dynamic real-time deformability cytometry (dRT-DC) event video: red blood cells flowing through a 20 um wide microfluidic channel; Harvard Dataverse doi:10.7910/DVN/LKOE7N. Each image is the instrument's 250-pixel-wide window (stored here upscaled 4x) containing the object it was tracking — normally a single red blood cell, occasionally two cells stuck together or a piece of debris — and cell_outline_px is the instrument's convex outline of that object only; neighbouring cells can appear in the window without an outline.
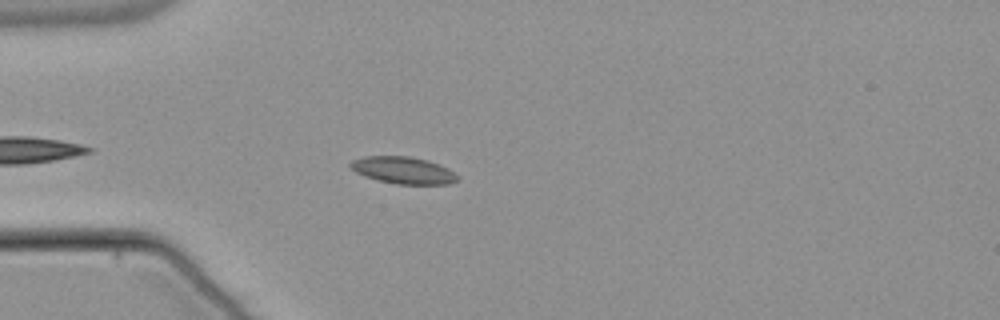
{"species": "common noctule bat (a hibernating species)", "species_latin": "Nyctalus noctula", "temperature_condition": "warm", "stored_images_in_passage": 29, "camera_frame_rate_fps": 3000, "um_per_image_px": 0.085, "animal": {"sex": "male", "body_mass_g": 21.5, "forearm_length_mm": 52.0}, "frame": {"image": 1, "passage_image": 5, "time_ms": 1.333, "image_size_px": [1000, 320], "cell_outline_px": [[460, 176], [456, 180], [448, 184], [396, 184], [364, 176], [356, 172], [348, 164], [352, 160], [364, 156], [408, 156], [428, 160], [440, 164], [448, 168]], "centroid_in_image_um": [34.29, 14.46], "position_along_channel_um": 50.7, "area_um2": 16.82}}
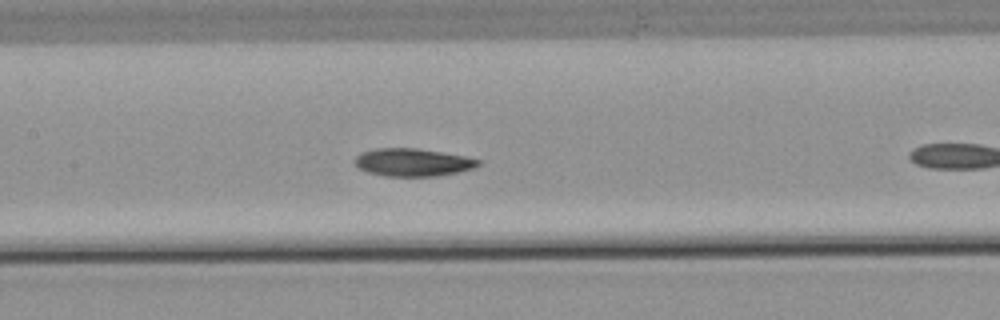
{"frame": {"image": 2, "passage_image": 12, "time_ms": 3.667, "image_size_px": [1000, 320], "cell_outline_px": [[480, 164], [472, 168], [460, 172], [436, 176], [384, 176], [368, 172], [356, 168], [356, 156], [360, 152], [376, 148], [416, 148], [468, 156], [480, 160]], "centroid_in_image_um": [35.08, 13.79], "position_along_channel_um": 172.3, "area_um2": 20.11}}
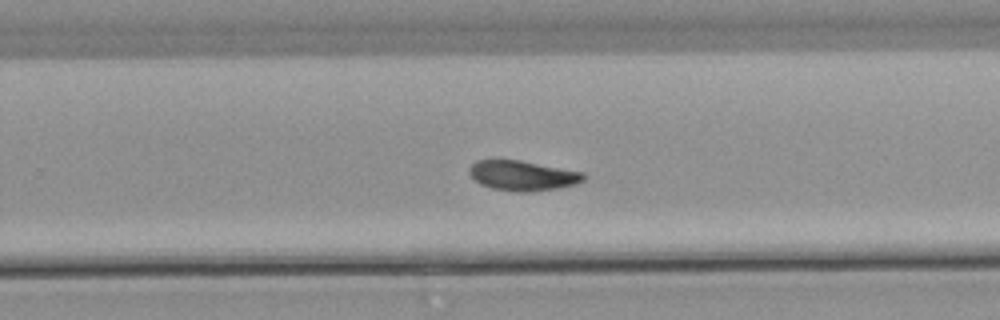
{"frame": {"image": 3, "passage_image": 21, "time_ms": 6.667, "image_size_px": [1000, 320], "cell_outline_px": [[588, 176], [584, 180], [576, 184], [556, 188], [532, 192], [516, 192], [492, 188], [480, 184], [468, 172], [468, 168], [476, 160], [520, 160], [584, 172]], "centroid_in_image_um": [44.45, 14.92], "position_along_channel_um": 285.4, "area_um2": 20.06}}